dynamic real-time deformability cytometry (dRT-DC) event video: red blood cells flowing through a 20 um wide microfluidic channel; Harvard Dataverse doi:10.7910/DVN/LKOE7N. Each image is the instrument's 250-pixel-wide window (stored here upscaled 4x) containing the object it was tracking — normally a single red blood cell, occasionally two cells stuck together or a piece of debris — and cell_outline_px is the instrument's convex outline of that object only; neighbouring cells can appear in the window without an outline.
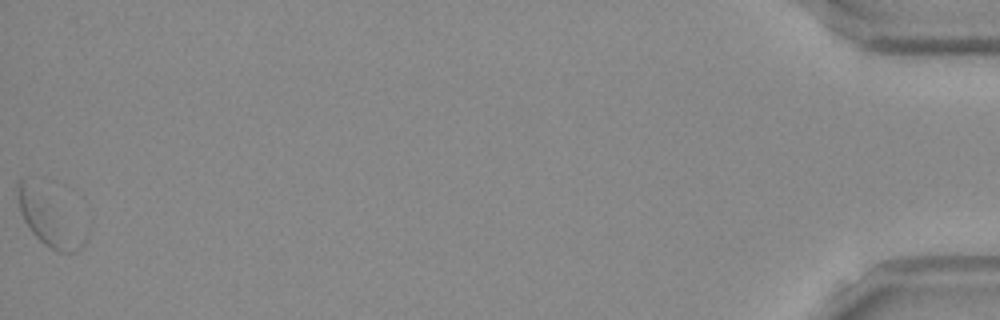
{"species": "Egyptian fruit bat (a non-hibernating species)", "species_latin": "Rousettus aegyptiacus", "temperature_condition": "room temperature", "stored_images_in_passage": 43, "camera_frame_rate_fps": 3000, "um_per_image_px": 0.085, "frame": {"image": 1, "passage_image": 43, "time_ms": 14.0, "image_size_px": [1000, 320], "cell_outline_px": [[88, 240], [76, 252], [60, 252], [44, 244], [32, 232], [24, 220], [20, 212], [16, 188], [16, 184], [20, 180], [28, 176], [32, 176], [88, 232]], "centroid_in_image_um": [4.16, 18.52], "position_along_channel_um": 431.0, "area_um2": 21.68}, "authors_computed_cell_mechanics": {"area_um2": 20.23, "velocity_mm_per_s": 3.7887, "shape_relaxation_time_tau1_ms": null, "shape_relaxation_time_tau2_ms": 4.0594, "deformation_change_tau1": null, "deformation_change_tau2": 0.0911}}